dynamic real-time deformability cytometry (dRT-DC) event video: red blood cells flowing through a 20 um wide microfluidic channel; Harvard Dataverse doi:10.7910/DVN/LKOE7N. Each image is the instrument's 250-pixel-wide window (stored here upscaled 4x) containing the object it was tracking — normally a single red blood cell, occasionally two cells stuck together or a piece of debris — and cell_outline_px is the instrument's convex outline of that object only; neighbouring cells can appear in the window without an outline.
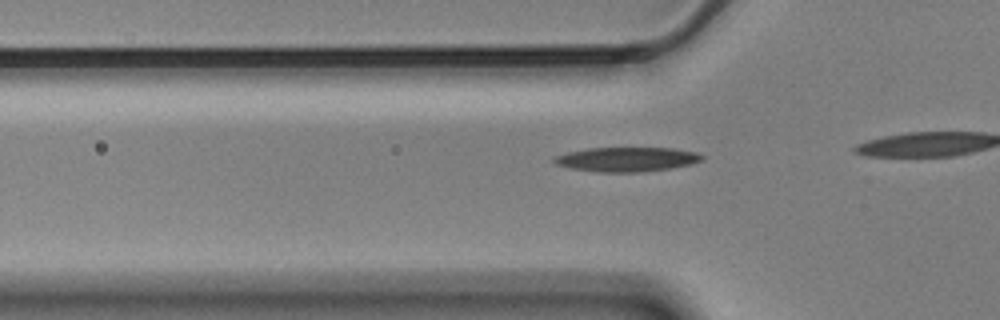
{"species": "Egyptian fruit bat (a non-hibernating species)", "species_latin": "Rousettus aegyptiacus", "temperature_condition": "cold", "stored_images_in_passage": 19, "camera_frame_rate_fps": 3000, "um_per_image_px": 0.085, "animal": {"sex": "male"}, "frame": {"image": 1, "passage_image": 14, "time_ms": 4.333, "image_size_px": [1000, 320], "cell_outline_px": [[704, 160], [672, 168], [640, 172], [596, 172], [572, 168], [552, 164], [552, 156], [568, 152], [588, 148], [672, 148], [696, 152], [704, 156]], "centroid_in_image_um": [53.22, 13.54], "position_along_channel_um": 72.6, "area_um2": 21.15}}
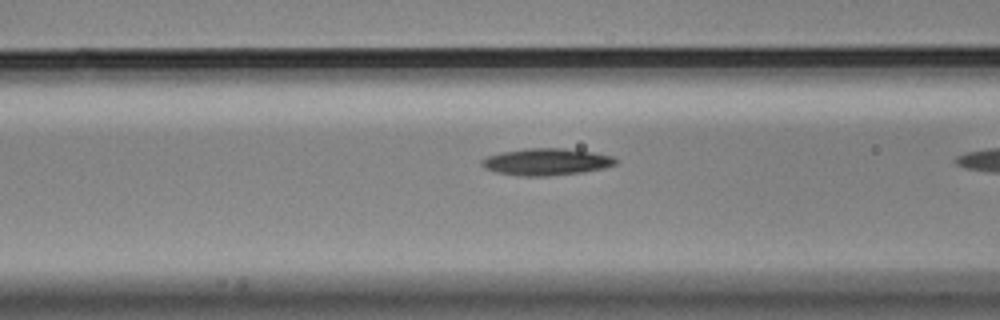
{"frame": {"image": 2, "passage_image": 18, "time_ms": 5.667, "image_size_px": [1000, 320], "cell_outline_px": [[620, 160], [616, 164], [604, 168], [580, 172], [548, 176], [520, 176], [496, 172], [484, 168], [480, 164], [480, 160], [488, 156], [504, 152], [524, 148], [564, 148], [592, 152], [616, 156]], "centroid_in_image_um": [46.47, 13.75], "position_along_channel_um": 120.1, "area_um2": 21.1}}